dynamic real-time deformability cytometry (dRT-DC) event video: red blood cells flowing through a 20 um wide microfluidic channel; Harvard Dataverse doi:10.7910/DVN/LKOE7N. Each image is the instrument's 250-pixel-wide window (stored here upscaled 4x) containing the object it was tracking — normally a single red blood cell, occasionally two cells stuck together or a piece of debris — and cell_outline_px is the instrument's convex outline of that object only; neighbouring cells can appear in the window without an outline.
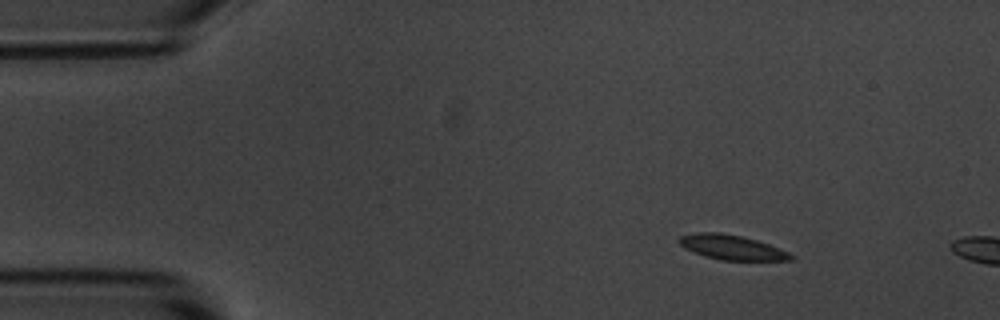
{"species": "common noctule bat (a hibernating species)", "species_latin": "Nyctalus noctula", "temperature_condition": "room temperature", "stored_images_in_passage": 3, "camera_frame_rate_fps": 3000, "um_per_image_px": 0.085, "animal": {"sex": "male", "body_mass_g": 20.1, "forearm_length_mm": 53.5}, "frame": {"image": 1, "passage_image": 1, "time_ms": 0.0, "image_size_px": [1000, 320], "cell_outline_px": [[796, 260], [720, 260], [704, 256], [684, 248], [676, 240], [680, 236], [696, 232], [720, 232], [740, 236], [756, 240], [768, 244], [788, 252], [796, 256]], "centroid_in_image_um": [62.19, 21.02], "position_along_channel_um": 22.8, "area_um2": 16.13}}